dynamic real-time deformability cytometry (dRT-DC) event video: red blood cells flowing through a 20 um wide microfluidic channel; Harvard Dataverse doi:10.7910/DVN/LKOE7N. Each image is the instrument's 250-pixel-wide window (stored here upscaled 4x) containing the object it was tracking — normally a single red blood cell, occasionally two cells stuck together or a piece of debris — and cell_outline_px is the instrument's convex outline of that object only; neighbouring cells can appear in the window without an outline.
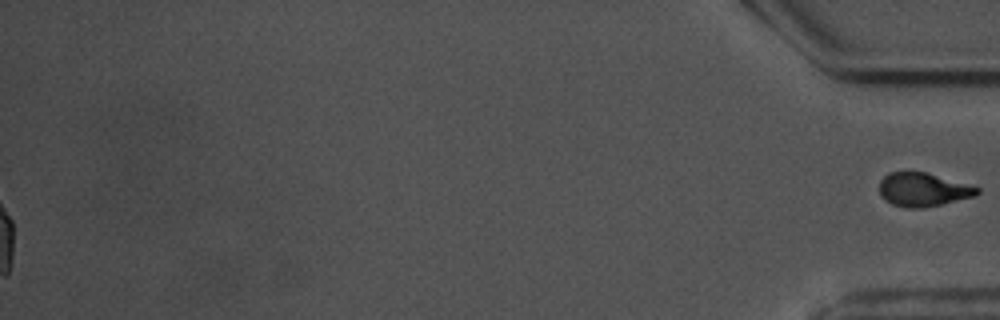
{"species": "common noctule bat (a hibernating species)", "species_latin": "Nyctalus noctula", "temperature_condition": "warm", "stored_images_in_passage": 59, "segment_of_instrument_passage": [2, 2], "camera_frame_rate_fps": 3000, "um_per_image_px": 0.085, "animal": {"sex": "male", "body_mass_g": 17.5, "forearm_length_mm": 52.3}, "frame": {"image": 1, "passage_image": 59, "time_ms": 19.333, "image_size_px": [1000, 320], "cell_outline_px": [[980, 192], [976, 196], [940, 204], [920, 208], [904, 208], [892, 204], [884, 200], [880, 196], [880, 180], [888, 172], [928, 172], [980, 188]], "centroid_in_image_um": [78.44, 16.12], "position_along_channel_um": 356.8, "area_um2": 19.19}}